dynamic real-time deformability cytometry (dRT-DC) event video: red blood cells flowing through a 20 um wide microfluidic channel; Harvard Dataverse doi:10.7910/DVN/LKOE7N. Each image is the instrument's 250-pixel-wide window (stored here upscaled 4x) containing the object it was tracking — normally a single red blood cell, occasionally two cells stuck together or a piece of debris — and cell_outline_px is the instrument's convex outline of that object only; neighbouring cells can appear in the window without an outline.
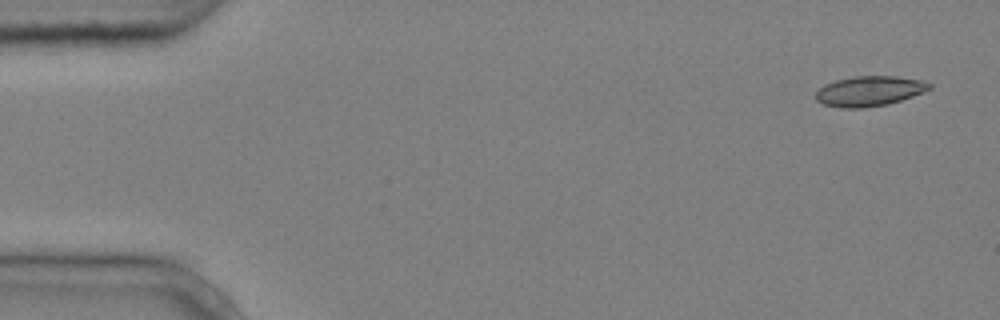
{"species": "common noctule bat (a hibernating species)", "species_latin": "Nyctalus noctula", "temperature_condition": "cold", "stored_images_in_passage": 9, "camera_frame_rate_fps": 3000, "um_per_image_px": 0.085, "animal": {"sex": "male", "body_mass_g": 20.4}, "frame": {"image": 1, "passage_image": 1, "time_ms": 0.0, "image_size_px": [1000, 320], "cell_outline_px": [[932, 88], [924, 92], [888, 104], [864, 108], [840, 108], [824, 104], [816, 100], [816, 92], [824, 84], [836, 80], [852, 76], [896, 76], [920, 80], [932, 84]], "centroid_in_image_um": [73.89, 7.74], "position_along_channel_um": 11.1, "area_um2": 19.94}}
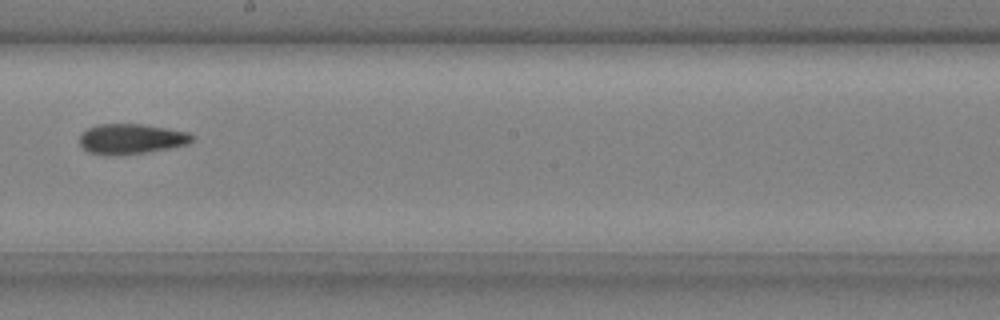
{"frame": {"image": 2, "passage_image": 9, "time_ms": 2.667, "image_size_px": [1000, 320], "cell_outline_px": [[196, 136], [188, 144], [168, 148], [144, 152], [116, 156], [104, 156], [88, 152], [80, 144], [80, 136], [88, 128], [100, 124], [140, 124], [168, 128], [188, 132]], "centroid_in_image_um": [11.15, 11.82], "position_along_channel_um": 237.0, "area_um2": 19.83}}